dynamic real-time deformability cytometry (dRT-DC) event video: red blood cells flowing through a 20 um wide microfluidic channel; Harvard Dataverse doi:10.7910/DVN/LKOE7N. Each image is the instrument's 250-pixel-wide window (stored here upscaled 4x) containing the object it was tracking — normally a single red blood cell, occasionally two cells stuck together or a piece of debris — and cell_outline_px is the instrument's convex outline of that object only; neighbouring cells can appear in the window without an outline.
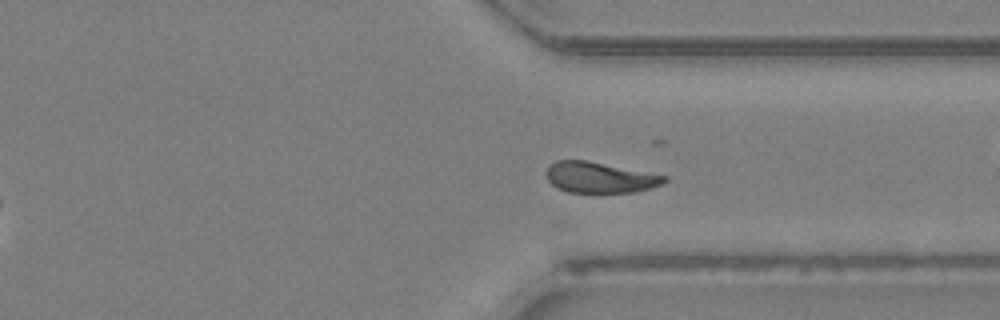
{"species": "Egyptian fruit bat (a non-hibernating species)", "species_latin": "Rousettus aegyptiacus", "temperature_condition": "room temperature", "stored_images_in_passage": 46, "camera_frame_rate_fps": 3000, "um_per_image_px": 0.085, "animal": {"sex": "female"}, "frame": {"image": 1, "passage_image": 33, "time_ms": 10.667, "image_size_px": [1000, 320], "cell_outline_px": [[668, 180], [652, 188], [636, 192], [568, 192], [556, 188], [548, 180], [548, 168], [556, 160], [588, 160], [668, 176]], "centroid_in_image_um": [51.02, 15.08], "position_along_channel_um": 360.4, "area_um2": 21.1}, "authors_computed_cell_mechanics": {"area_um2": 22.1663, "velocity_mm_per_s": 4.2838, "shape_relaxation_time_tau1_ms": 6.5678, "shape_relaxation_time_tau2_ms": 2.3323, "deformation_change_tau1": 0.2266, "deformation_change_tau2": 0.0962}}